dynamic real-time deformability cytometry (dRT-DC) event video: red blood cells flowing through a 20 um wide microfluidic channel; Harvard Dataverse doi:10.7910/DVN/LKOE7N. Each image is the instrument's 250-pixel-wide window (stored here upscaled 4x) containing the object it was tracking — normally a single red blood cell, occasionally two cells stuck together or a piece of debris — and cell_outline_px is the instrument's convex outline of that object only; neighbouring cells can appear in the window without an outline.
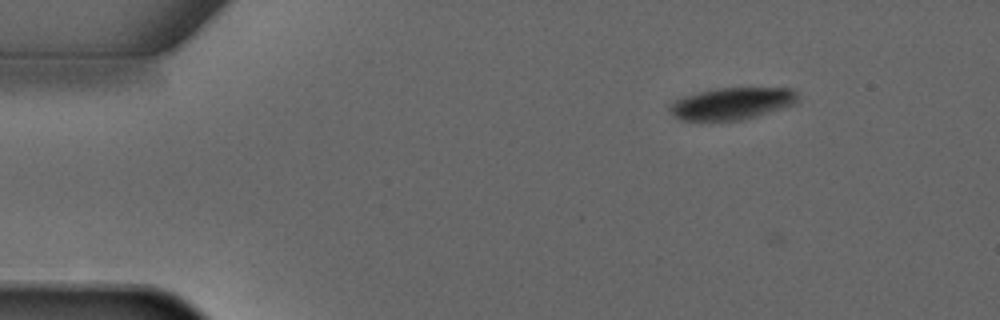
{"species": "common noctule bat (a hibernating species)", "species_latin": "Nyctalus noctula", "temperature_condition": "warm", "stored_images_in_passage": 4, "camera_frame_rate_fps": 3000, "um_per_image_px": 0.085, "animal": {"sex": "male", "forearm_length_mm": 52.5}, "frame": {"image": 1, "passage_image": 1, "time_ms": 0.0, "image_size_px": [1000, 320], "cell_outline_px": [[800, 100], [796, 104], [784, 108], [756, 116], [740, 120], [680, 120], [672, 116], [668, 112], [668, 104], [672, 100], [696, 92], [716, 88], [792, 88], [800, 96]], "centroid_in_image_um": [62.19, 8.79], "position_along_channel_um": 22.8, "area_um2": 24.33}}